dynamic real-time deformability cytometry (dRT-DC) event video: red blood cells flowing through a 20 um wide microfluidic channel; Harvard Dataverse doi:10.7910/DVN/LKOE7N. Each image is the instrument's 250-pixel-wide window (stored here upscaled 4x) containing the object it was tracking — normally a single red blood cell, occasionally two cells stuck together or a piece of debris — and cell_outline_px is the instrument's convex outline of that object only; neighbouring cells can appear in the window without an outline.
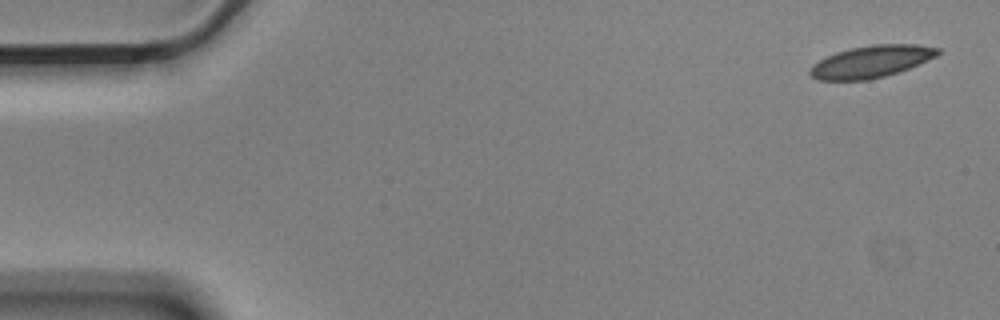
{"species": "Egyptian fruit bat (a non-hibernating species)", "species_latin": "Rousettus aegyptiacus", "temperature_condition": "cold", "stored_images_in_passage": 4, "camera_frame_rate_fps": 3000, "um_per_image_px": 0.085, "animal": {"sex": "male"}, "frame": {"image": 1, "passage_image": 1, "time_ms": 0.0, "image_size_px": [1000, 320], "cell_outline_px": [[940, 52], [936, 56], [908, 68], [884, 76], [868, 80], [820, 80], [812, 76], [808, 72], [812, 64], [836, 52], [852, 48], [872, 44], [916, 44], [940, 48]], "centroid_in_image_um": [74.04, 5.23], "position_along_channel_um": 11.0, "area_um2": 23.58}}
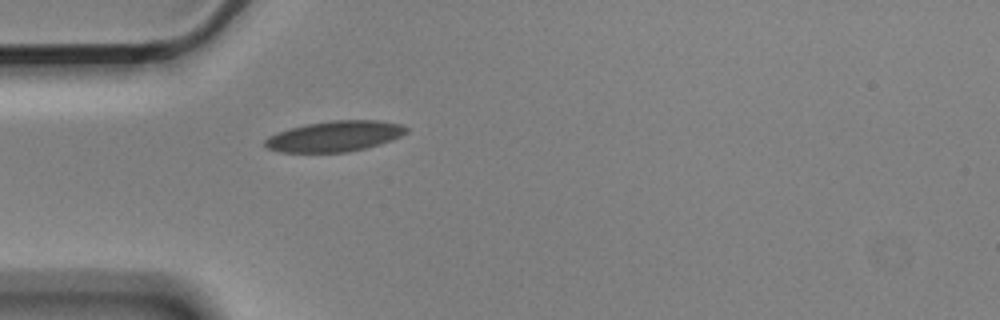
{"frame": {"image": 2, "passage_image": 4, "time_ms": 1.0, "image_size_px": [1000, 320], "cell_outline_px": [[408, 132], [392, 140], [380, 144], [348, 152], [280, 152], [268, 148], [264, 144], [264, 140], [268, 136], [276, 132], [308, 124], [332, 120], [376, 120], [400, 124], [408, 128]], "centroid_in_image_um": [28.45, 11.58], "position_along_channel_um": 56.5, "area_um2": 25.09}}